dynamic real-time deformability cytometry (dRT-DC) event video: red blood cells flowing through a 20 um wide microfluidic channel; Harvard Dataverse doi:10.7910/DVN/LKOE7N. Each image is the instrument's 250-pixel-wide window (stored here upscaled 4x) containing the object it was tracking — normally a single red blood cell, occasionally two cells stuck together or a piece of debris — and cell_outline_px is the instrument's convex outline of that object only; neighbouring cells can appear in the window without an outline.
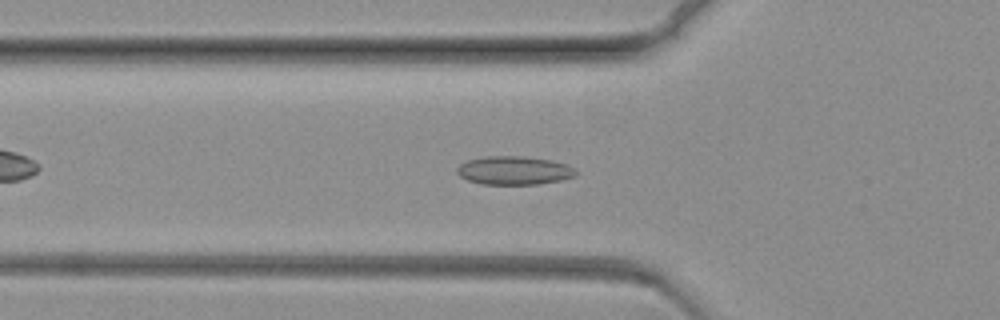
{"species": "common noctule bat (a hibernating species)", "species_latin": "Nyctalus noctula", "temperature_condition": "warm", "stored_images_in_passage": 67, "camera_frame_rate_fps": 3000, "um_per_image_px": 0.085, "animal": {"sex": "female", "body_mass_g": 19.3, "forearm_length_mm": 54.1}, "frame": {"image": 1, "passage_image": 18, "time_ms": 5.667, "image_size_px": [1000, 320], "cell_outline_px": [[576, 176], [560, 180], [540, 184], [480, 184], [468, 180], [460, 176], [456, 172], [456, 168], [460, 164], [468, 160], [484, 156], [524, 156], [552, 160], [568, 164], [576, 172]], "centroid_in_image_um": [43.68, 14.48], "position_along_channel_um": 82.1, "area_um2": 19.83}}
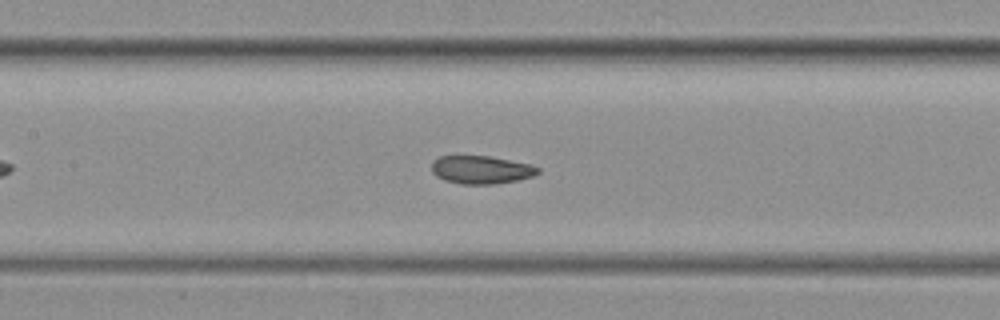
{"frame": {"image": 2, "passage_image": 27, "time_ms": 8.667, "image_size_px": [1000, 320], "cell_outline_px": [[540, 172], [532, 176], [516, 180], [496, 184], [460, 184], [444, 180], [436, 176], [432, 172], [432, 160], [440, 156], [488, 156], [532, 164], [540, 168]], "centroid_in_image_um": [40.89, 14.43], "position_along_channel_um": 166.5, "area_um2": 17.46}}
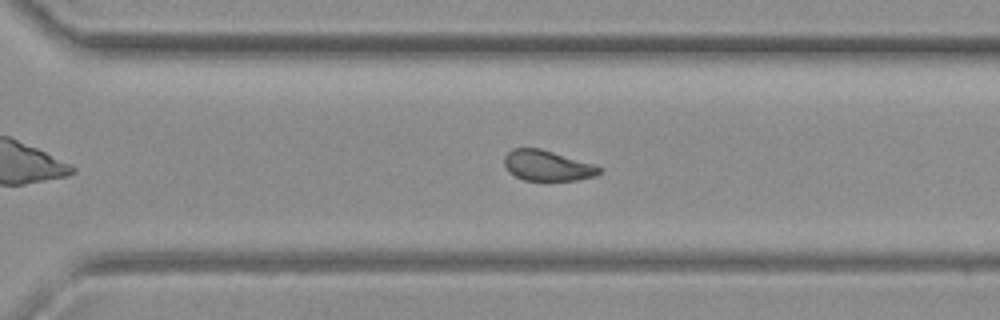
{"frame": {"image": 3, "passage_image": 44, "time_ms": 14.333, "image_size_px": [1000, 320], "cell_outline_px": [[604, 168], [596, 176], [576, 180], [524, 180], [508, 172], [504, 164], [504, 156], [512, 148], [540, 148], [592, 164]], "centroid_in_image_um": [46.5, 14.08], "position_along_channel_um": 324.1, "area_um2": 16.76}}